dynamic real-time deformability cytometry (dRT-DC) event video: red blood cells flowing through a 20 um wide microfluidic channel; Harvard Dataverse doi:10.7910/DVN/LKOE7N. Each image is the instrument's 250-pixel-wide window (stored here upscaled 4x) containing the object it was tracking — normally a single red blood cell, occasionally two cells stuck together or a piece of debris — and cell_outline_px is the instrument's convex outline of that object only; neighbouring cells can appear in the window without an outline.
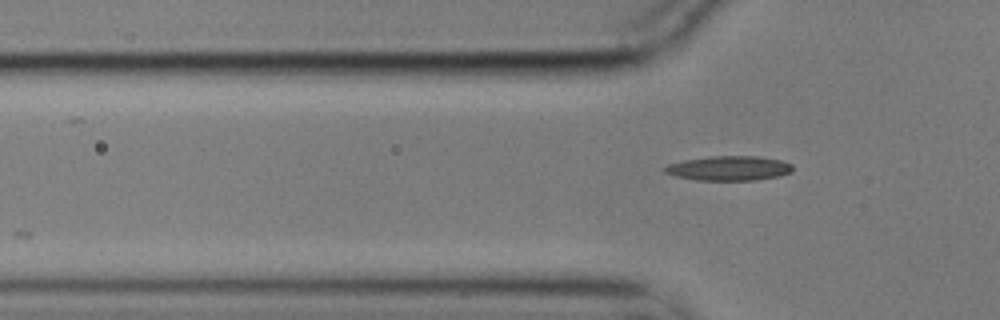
{"species": "common noctule bat (a hibernating species)", "species_latin": "Nyctalus noctula", "temperature_condition": "cold", "stored_images_in_passage": 4, "camera_frame_rate_fps": 3000, "um_per_image_px": 0.085, "animal": {"sex": "male", "body_mass_g": 17.9}, "frame": {"image": 1, "passage_image": 4, "time_ms": 1.0, "image_size_px": [1000, 320], "cell_outline_px": [[792, 172], [780, 176], [756, 180], [696, 180], [676, 176], [664, 172], [664, 168], [668, 164], [684, 160], [712, 156], [760, 156], [780, 160], [792, 164]], "centroid_in_image_um": [61.99, 14.3], "position_along_channel_um": 63.8, "area_um2": 18.32}}